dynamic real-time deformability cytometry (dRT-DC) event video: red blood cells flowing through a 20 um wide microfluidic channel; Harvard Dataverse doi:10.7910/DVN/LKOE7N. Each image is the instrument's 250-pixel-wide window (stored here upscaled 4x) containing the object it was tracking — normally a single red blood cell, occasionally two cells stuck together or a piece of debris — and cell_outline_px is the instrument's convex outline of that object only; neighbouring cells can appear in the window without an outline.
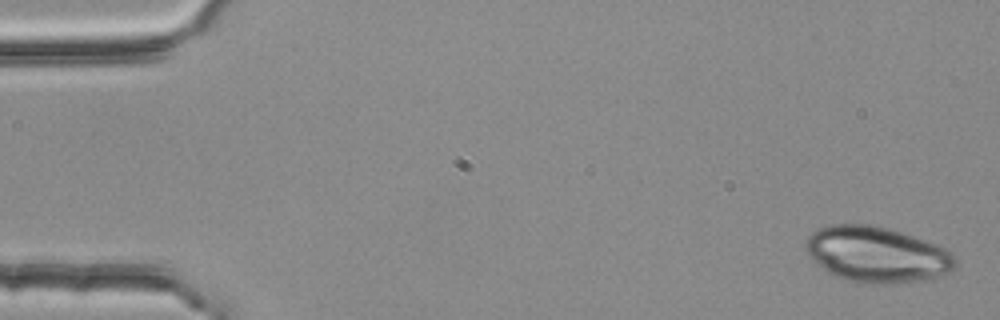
{"species": "common noctule bat (a hibernating species)", "species_latin": "Nyctalus noctula", "temperature_condition": "room temperature", "stored_images_in_passage": 5, "camera_frame_rate_fps": 3000, "um_per_image_px": 0.085, "animal": {"sex": "female", "body_mass_g": 25.1}, "frame": {"image": 1, "passage_image": 1, "time_ms": 0.0, "image_size_px": [1000, 320], "cell_outline_px": [[956, 264], [952, 272], [940, 276], [924, 280], [892, 284], [856, 284], [832, 276], [804, 248], [804, 244], [808, 236], [812, 232], [828, 224], [872, 224], [888, 228], [936, 244], [952, 252], [956, 260]], "centroid_in_image_um": [74.55, 21.65], "position_along_channel_um": 10.5, "area_um2": 48.96}}